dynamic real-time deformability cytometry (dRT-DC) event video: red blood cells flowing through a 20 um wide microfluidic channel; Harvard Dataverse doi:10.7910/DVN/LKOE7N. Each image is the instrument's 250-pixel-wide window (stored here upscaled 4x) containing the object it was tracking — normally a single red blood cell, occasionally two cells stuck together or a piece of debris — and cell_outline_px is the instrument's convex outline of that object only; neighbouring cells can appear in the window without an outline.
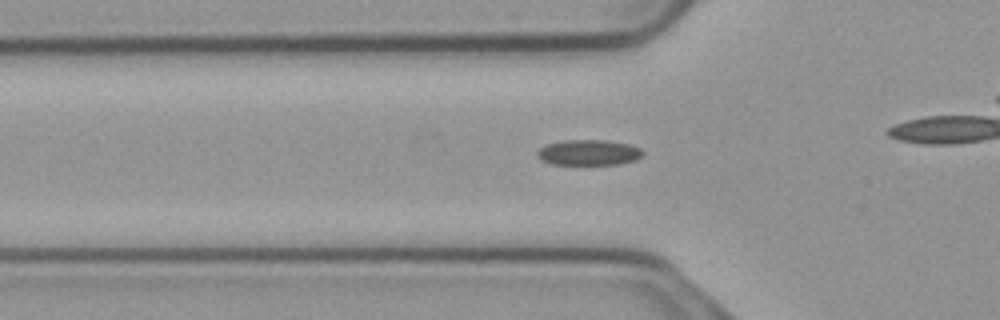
{"species": "common noctule bat (a hibernating species)", "species_latin": "Nyctalus noctula", "temperature_condition": "cold", "stored_images_in_passage": 37, "camera_frame_rate_fps": 3000, "um_per_image_px": 0.085, "animal": {"sex": "male", "body_mass_g": 23.1, "forearm_length_mm": 52.7}, "frame": {"image": 1, "passage_image": 11, "time_ms": 3.333, "image_size_px": [1000, 320], "cell_outline_px": [[644, 156], [636, 160], [620, 164], [552, 164], [540, 160], [536, 156], [536, 152], [544, 144], [564, 140], [604, 140], [628, 144], [640, 148], [644, 152]], "centroid_in_image_um": [50.02, 12.96], "position_along_channel_um": 75.8, "area_um2": 15.9}}
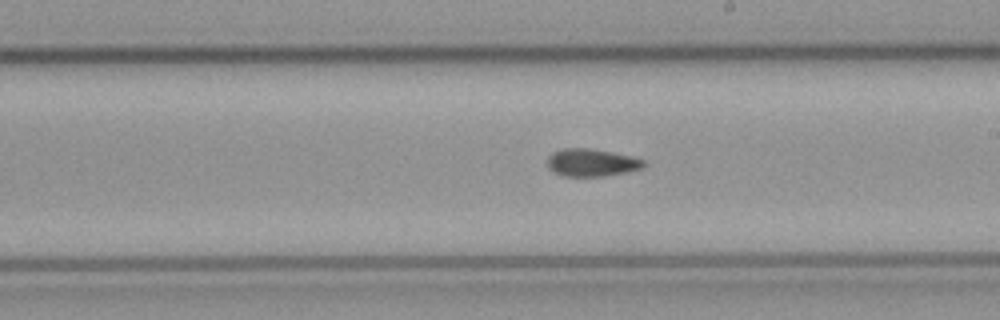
{"frame": {"image": 2, "passage_image": 24, "time_ms": 7.667, "image_size_px": [1000, 320], "cell_outline_px": [[644, 164], [640, 168], [624, 172], [604, 176], [564, 176], [552, 172], [548, 168], [548, 156], [552, 152], [560, 148], [588, 148], [612, 152], [632, 156], [644, 160]], "centroid_in_image_um": [50.22, 13.81], "position_along_channel_um": 238.8, "area_um2": 15.43}}
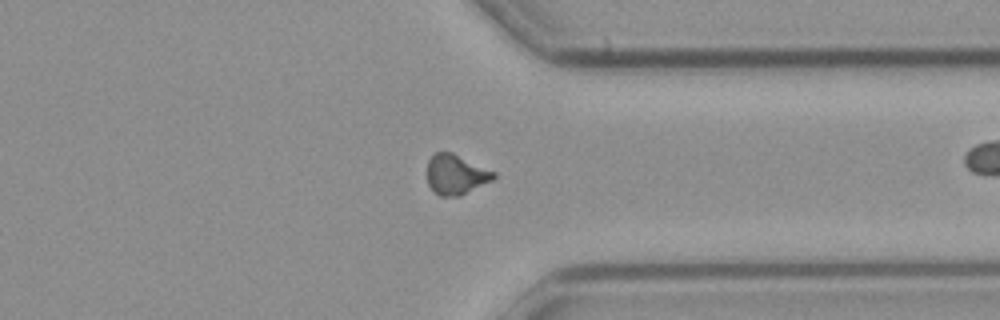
{"frame": {"image": 3, "passage_image": 35, "time_ms": 11.333, "image_size_px": [1000, 320], "cell_outline_px": [[496, 176], [492, 180], [460, 196], [440, 196], [428, 184], [428, 160], [436, 152], [452, 152], [496, 172]], "centroid_in_image_um": [38.76, 14.82], "position_along_channel_um": 372.6, "area_um2": 15.32}}